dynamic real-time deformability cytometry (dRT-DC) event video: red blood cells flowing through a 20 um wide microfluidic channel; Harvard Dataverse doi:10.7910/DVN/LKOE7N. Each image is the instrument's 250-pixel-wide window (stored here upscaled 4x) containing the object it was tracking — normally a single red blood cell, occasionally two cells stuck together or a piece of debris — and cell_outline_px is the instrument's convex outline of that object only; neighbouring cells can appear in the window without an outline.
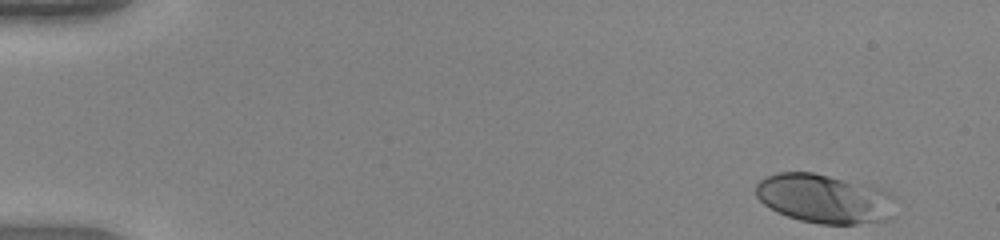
{"species": "human", "species_latin": "Homo sapiens", "temperature_condition": "warm", "stored_images_in_passage": 47, "camera_frame_rate_fps": 3000, "um_per_image_px": 0.085, "donor": {"sex": "female"}, "frame": {"image": 1, "passage_image": 1, "time_ms": 0.0, "image_size_px": [1000, 240], "cell_outline_px": [[896, 216], [892, 220], [856, 224], [820, 224], [800, 220], [776, 212], [764, 204], [756, 196], [756, 184], [760, 180], [776, 172], [812, 172], [872, 184], [896, 196]], "centroid_in_image_um": [70.18, 16.89], "position_along_channel_um": 14.8, "area_um2": 40.98}}
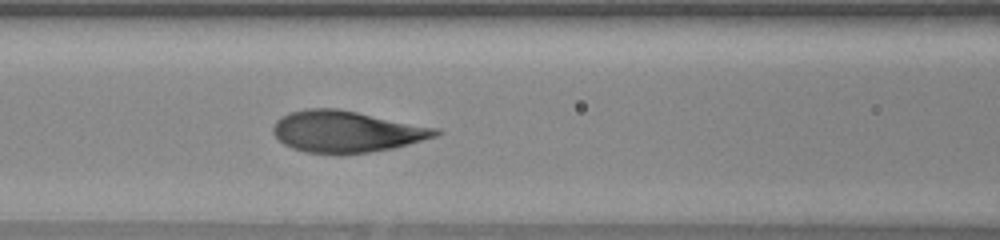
{"frame": {"image": 2, "passage_image": 20, "time_ms": 6.333, "image_size_px": [1000, 240], "cell_outline_px": [[444, 132], [436, 136], [408, 144], [392, 148], [368, 152], [304, 152], [292, 148], [284, 144], [272, 132], [272, 128], [276, 120], [292, 112], [308, 108], [336, 108], [440, 128]], "centroid_in_image_um": [29.47, 11.16], "position_along_channel_um": 137.1, "area_um2": 38.67}}
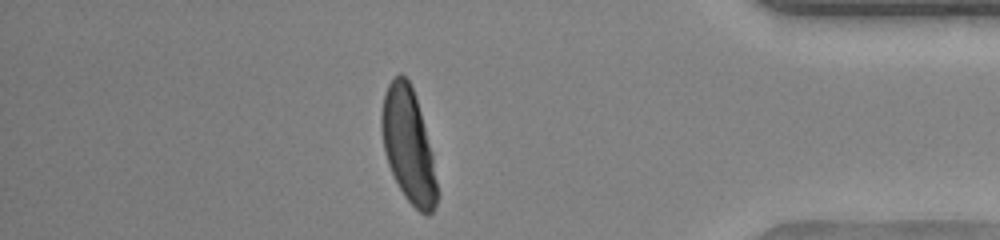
{"frame": {"image": 3, "passage_image": 41, "time_ms": 13.333, "image_size_px": [1000, 240], "cell_outline_px": [[436, 204], [432, 212], [428, 216], [424, 216], [404, 196], [388, 164], [384, 152], [380, 128], [380, 116], [384, 92], [388, 84], [400, 72], [408, 80], [416, 96], [432, 152], [436, 180]], "centroid_in_image_um": [34.68, 12.33], "position_along_channel_um": 400.5, "area_um2": 36.7}}